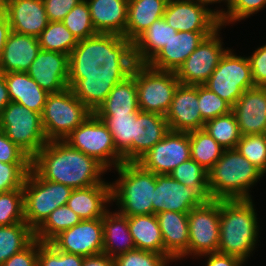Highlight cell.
<instances>
[{"mask_svg":"<svg viewBox=\"0 0 266 266\" xmlns=\"http://www.w3.org/2000/svg\"><path fill=\"white\" fill-rule=\"evenodd\" d=\"M266 7V0H232L228 10L220 15L221 27L248 18Z\"/></svg>","mask_w":266,"mask_h":266,"instance_id":"obj_46","label":"cell"},{"mask_svg":"<svg viewBox=\"0 0 266 266\" xmlns=\"http://www.w3.org/2000/svg\"><path fill=\"white\" fill-rule=\"evenodd\" d=\"M264 174L236 148L224 150L208 171L211 200L251 199L249 190Z\"/></svg>","mask_w":266,"mask_h":266,"instance_id":"obj_5","label":"cell"},{"mask_svg":"<svg viewBox=\"0 0 266 266\" xmlns=\"http://www.w3.org/2000/svg\"><path fill=\"white\" fill-rule=\"evenodd\" d=\"M82 266H115V259L101 252L83 258Z\"/></svg>","mask_w":266,"mask_h":266,"instance_id":"obj_53","label":"cell"},{"mask_svg":"<svg viewBox=\"0 0 266 266\" xmlns=\"http://www.w3.org/2000/svg\"><path fill=\"white\" fill-rule=\"evenodd\" d=\"M255 86L266 87V44L258 47L247 57Z\"/></svg>","mask_w":266,"mask_h":266,"instance_id":"obj_49","label":"cell"},{"mask_svg":"<svg viewBox=\"0 0 266 266\" xmlns=\"http://www.w3.org/2000/svg\"><path fill=\"white\" fill-rule=\"evenodd\" d=\"M8 0H0V23L8 19Z\"/></svg>","mask_w":266,"mask_h":266,"instance_id":"obj_56","label":"cell"},{"mask_svg":"<svg viewBox=\"0 0 266 266\" xmlns=\"http://www.w3.org/2000/svg\"><path fill=\"white\" fill-rule=\"evenodd\" d=\"M176 34L177 31L162 17L154 21L120 56L128 62L147 64Z\"/></svg>","mask_w":266,"mask_h":266,"instance_id":"obj_26","label":"cell"},{"mask_svg":"<svg viewBox=\"0 0 266 266\" xmlns=\"http://www.w3.org/2000/svg\"><path fill=\"white\" fill-rule=\"evenodd\" d=\"M169 131L165 116L139 110L134 120V162L161 141Z\"/></svg>","mask_w":266,"mask_h":266,"instance_id":"obj_31","label":"cell"},{"mask_svg":"<svg viewBox=\"0 0 266 266\" xmlns=\"http://www.w3.org/2000/svg\"><path fill=\"white\" fill-rule=\"evenodd\" d=\"M208 257L206 266H243L244 263L241 259L235 256L222 254V253H209L202 255Z\"/></svg>","mask_w":266,"mask_h":266,"instance_id":"obj_52","label":"cell"},{"mask_svg":"<svg viewBox=\"0 0 266 266\" xmlns=\"http://www.w3.org/2000/svg\"><path fill=\"white\" fill-rule=\"evenodd\" d=\"M203 129L224 149H234L242 137L234 113L205 122Z\"/></svg>","mask_w":266,"mask_h":266,"instance_id":"obj_39","label":"cell"},{"mask_svg":"<svg viewBox=\"0 0 266 266\" xmlns=\"http://www.w3.org/2000/svg\"><path fill=\"white\" fill-rule=\"evenodd\" d=\"M0 130L31 159L48 142L41 114L15 102L2 110Z\"/></svg>","mask_w":266,"mask_h":266,"instance_id":"obj_8","label":"cell"},{"mask_svg":"<svg viewBox=\"0 0 266 266\" xmlns=\"http://www.w3.org/2000/svg\"><path fill=\"white\" fill-rule=\"evenodd\" d=\"M228 49L204 84L232 107L245 90L255 87L247 57Z\"/></svg>","mask_w":266,"mask_h":266,"instance_id":"obj_12","label":"cell"},{"mask_svg":"<svg viewBox=\"0 0 266 266\" xmlns=\"http://www.w3.org/2000/svg\"><path fill=\"white\" fill-rule=\"evenodd\" d=\"M11 102L6 81L5 73L0 71V115L2 110Z\"/></svg>","mask_w":266,"mask_h":266,"instance_id":"obj_54","label":"cell"},{"mask_svg":"<svg viewBox=\"0 0 266 266\" xmlns=\"http://www.w3.org/2000/svg\"><path fill=\"white\" fill-rule=\"evenodd\" d=\"M85 76L92 93L94 114H127L140 110L135 62H128L120 55L100 60L86 71Z\"/></svg>","mask_w":266,"mask_h":266,"instance_id":"obj_1","label":"cell"},{"mask_svg":"<svg viewBox=\"0 0 266 266\" xmlns=\"http://www.w3.org/2000/svg\"><path fill=\"white\" fill-rule=\"evenodd\" d=\"M189 133L191 159L209 171L222 156L224 149L204 129Z\"/></svg>","mask_w":266,"mask_h":266,"instance_id":"obj_37","label":"cell"},{"mask_svg":"<svg viewBox=\"0 0 266 266\" xmlns=\"http://www.w3.org/2000/svg\"><path fill=\"white\" fill-rule=\"evenodd\" d=\"M82 0H43L47 18L50 22L62 21L64 17Z\"/></svg>","mask_w":266,"mask_h":266,"instance_id":"obj_51","label":"cell"},{"mask_svg":"<svg viewBox=\"0 0 266 266\" xmlns=\"http://www.w3.org/2000/svg\"><path fill=\"white\" fill-rule=\"evenodd\" d=\"M169 175L188 187H209L208 171L191 158L181 163Z\"/></svg>","mask_w":266,"mask_h":266,"instance_id":"obj_44","label":"cell"},{"mask_svg":"<svg viewBox=\"0 0 266 266\" xmlns=\"http://www.w3.org/2000/svg\"><path fill=\"white\" fill-rule=\"evenodd\" d=\"M57 250L83 257L103 252L102 218L81 220L50 242Z\"/></svg>","mask_w":266,"mask_h":266,"instance_id":"obj_18","label":"cell"},{"mask_svg":"<svg viewBox=\"0 0 266 266\" xmlns=\"http://www.w3.org/2000/svg\"><path fill=\"white\" fill-rule=\"evenodd\" d=\"M127 217L136 249L164 255V242L156 214Z\"/></svg>","mask_w":266,"mask_h":266,"instance_id":"obj_34","label":"cell"},{"mask_svg":"<svg viewBox=\"0 0 266 266\" xmlns=\"http://www.w3.org/2000/svg\"><path fill=\"white\" fill-rule=\"evenodd\" d=\"M242 136L266 134V87L245 90L232 107Z\"/></svg>","mask_w":266,"mask_h":266,"instance_id":"obj_24","label":"cell"},{"mask_svg":"<svg viewBox=\"0 0 266 266\" xmlns=\"http://www.w3.org/2000/svg\"><path fill=\"white\" fill-rule=\"evenodd\" d=\"M251 199L220 200L218 253L248 261L257 243L259 226Z\"/></svg>","mask_w":266,"mask_h":266,"instance_id":"obj_4","label":"cell"},{"mask_svg":"<svg viewBox=\"0 0 266 266\" xmlns=\"http://www.w3.org/2000/svg\"><path fill=\"white\" fill-rule=\"evenodd\" d=\"M62 22L98 61L116 57L112 47L94 29L86 0L76 4Z\"/></svg>","mask_w":266,"mask_h":266,"instance_id":"obj_19","label":"cell"},{"mask_svg":"<svg viewBox=\"0 0 266 266\" xmlns=\"http://www.w3.org/2000/svg\"><path fill=\"white\" fill-rule=\"evenodd\" d=\"M96 32L112 47L124 34L127 24L126 0H86Z\"/></svg>","mask_w":266,"mask_h":266,"instance_id":"obj_20","label":"cell"},{"mask_svg":"<svg viewBox=\"0 0 266 266\" xmlns=\"http://www.w3.org/2000/svg\"><path fill=\"white\" fill-rule=\"evenodd\" d=\"M198 104V85L180 84L165 115L170 131L191 132L203 129L205 122Z\"/></svg>","mask_w":266,"mask_h":266,"instance_id":"obj_21","label":"cell"},{"mask_svg":"<svg viewBox=\"0 0 266 266\" xmlns=\"http://www.w3.org/2000/svg\"><path fill=\"white\" fill-rule=\"evenodd\" d=\"M199 1L203 2L205 5H210L213 3H221V1H225L227 3V9L232 2V0H199Z\"/></svg>","mask_w":266,"mask_h":266,"instance_id":"obj_57","label":"cell"},{"mask_svg":"<svg viewBox=\"0 0 266 266\" xmlns=\"http://www.w3.org/2000/svg\"><path fill=\"white\" fill-rule=\"evenodd\" d=\"M31 168L42 179L73 189L101 184L105 182L101 175L107 172L95 158L71 147L64 140L48 141L32 158Z\"/></svg>","mask_w":266,"mask_h":266,"instance_id":"obj_2","label":"cell"},{"mask_svg":"<svg viewBox=\"0 0 266 266\" xmlns=\"http://www.w3.org/2000/svg\"><path fill=\"white\" fill-rule=\"evenodd\" d=\"M236 150L265 175L266 134L242 136Z\"/></svg>","mask_w":266,"mask_h":266,"instance_id":"obj_40","label":"cell"},{"mask_svg":"<svg viewBox=\"0 0 266 266\" xmlns=\"http://www.w3.org/2000/svg\"><path fill=\"white\" fill-rule=\"evenodd\" d=\"M41 50L69 55L85 72L98 60L76 39L62 21L50 22L38 36Z\"/></svg>","mask_w":266,"mask_h":266,"instance_id":"obj_22","label":"cell"},{"mask_svg":"<svg viewBox=\"0 0 266 266\" xmlns=\"http://www.w3.org/2000/svg\"><path fill=\"white\" fill-rule=\"evenodd\" d=\"M31 164L0 162V193L22 189Z\"/></svg>","mask_w":266,"mask_h":266,"instance_id":"obj_47","label":"cell"},{"mask_svg":"<svg viewBox=\"0 0 266 266\" xmlns=\"http://www.w3.org/2000/svg\"><path fill=\"white\" fill-rule=\"evenodd\" d=\"M199 0H169L163 18L177 32L216 31L221 10H211ZM216 10V11H215Z\"/></svg>","mask_w":266,"mask_h":266,"instance_id":"obj_16","label":"cell"},{"mask_svg":"<svg viewBox=\"0 0 266 266\" xmlns=\"http://www.w3.org/2000/svg\"><path fill=\"white\" fill-rule=\"evenodd\" d=\"M31 158L15 145L0 130V162L9 164H31Z\"/></svg>","mask_w":266,"mask_h":266,"instance_id":"obj_48","label":"cell"},{"mask_svg":"<svg viewBox=\"0 0 266 266\" xmlns=\"http://www.w3.org/2000/svg\"><path fill=\"white\" fill-rule=\"evenodd\" d=\"M115 170L119 178L111 184V201L124 216L153 214L152 200L156 188V174L137 162H123Z\"/></svg>","mask_w":266,"mask_h":266,"instance_id":"obj_6","label":"cell"},{"mask_svg":"<svg viewBox=\"0 0 266 266\" xmlns=\"http://www.w3.org/2000/svg\"><path fill=\"white\" fill-rule=\"evenodd\" d=\"M11 102L42 114L49 93L42 89L27 72L5 73Z\"/></svg>","mask_w":266,"mask_h":266,"instance_id":"obj_32","label":"cell"},{"mask_svg":"<svg viewBox=\"0 0 266 266\" xmlns=\"http://www.w3.org/2000/svg\"><path fill=\"white\" fill-rule=\"evenodd\" d=\"M11 32H12V29H11L10 23L8 22V19L5 22L0 23V58H1L4 46L6 44V41Z\"/></svg>","mask_w":266,"mask_h":266,"instance_id":"obj_55","label":"cell"},{"mask_svg":"<svg viewBox=\"0 0 266 266\" xmlns=\"http://www.w3.org/2000/svg\"><path fill=\"white\" fill-rule=\"evenodd\" d=\"M24 221L35 231L58 207L66 205L73 188L42 179L32 168L24 186Z\"/></svg>","mask_w":266,"mask_h":266,"instance_id":"obj_7","label":"cell"},{"mask_svg":"<svg viewBox=\"0 0 266 266\" xmlns=\"http://www.w3.org/2000/svg\"><path fill=\"white\" fill-rule=\"evenodd\" d=\"M83 256L57 250L51 243L38 240L37 266H82Z\"/></svg>","mask_w":266,"mask_h":266,"instance_id":"obj_43","label":"cell"},{"mask_svg":"<svg viewBox=\"0 0 266 266\" xmlns=\"http://www.w3.org/2000/svg\"><path fill=\"white\" fill-rule=\"evenodd\" d=\"M27 74L48 93H57L79 83L86 72L69 55L40 49Z\"/></svg>","mask_w":266,"mask_h":266,"instance_id":"obj_11","label":"cell"},{"mask_svg":"<svg viewBox=\"0 0 266 266\" xmlns=\"http://www.w3.org/2000/svg\"><path fill=\"white\" fill-rule=\"evenodd\" d=\"M208 200H211L209 187H188L170 175L156 174V188L152 200L153 214L164 211L189 213Z\"/></svg>","mask_w":266,"mask_h":266,"instance_id":"obj_13","label":"cell"},{"mask_svg":"<svg viewBox=\"0 0 266 266\" xmlns=\"http://www.w3.org/2000/svg\"><path fill=\"white\" fill-rule=\"evenodd\" d=\"M169 0H133L128 3L125 34L112 46L119 56L154 21L162 18Z\"/></svg>","mask_w":266,"mask_h":266,"instance_id":"obj_23","label":"cell"},{"mask_svg":"<svg viewBox=\"0 0 266 266\" xmlns=\"http://www.w3.org/2000/svg\"><path fill=\"white\" fill-rule=\"evenodd\" d=\"M24 221L23 189L0 193V226Z\"/></svg>","mask_w":266,"mask_h":266,"instance_id":"obj_41","label":"cell"},{"mask_svg":"<svg viewBox=\"0 0 266 266\" xmlns=\"http://www.w3.org/2000/svg\"><path fill=\"white\" fill-rule=\"evenodd\" d=\"M220 200H208L188 213V256L218 252L220 231Z\"/></svg>","mask_w":266,"mask_h":266,"instance_id":"obj_14","label":"cell"},{"mask_svg":"<svg viewBox=\"0 0 266 266\" xmlns=\"http://www.w3.org/2000/svg\"><path fill=\"white\" fill-rule=\"evenodd\" d=\"M8 22L14 32L38 37L49 23L43 0H8Z\"/></svg>","mask_w":266,"mask_h":266,"instance_id":"obj_28","label":"cell"},{"mask_svg":"<svg viewBox=\"0 0 266 266\" xmlns=\"http://www.w3.org/2000/svg\"><path fill=\"white\" fill-rule=\"evenodd\" d=\"M95 115L107 125L123 162H134V120L137 113Z\"/></svg>","mask_w":266,"mask_h":266,"instance_id":"obj_35","label":"cell"},{"mask_svg":"<svg viewBox=\"0 0 266 266\" xmlns=\"http://www.w3.org/2000/svg\"><path fill=\"white\" fill-rule=\"evenodd\" d=\"M103 252L110 257L136 249L128 226V217L108 210L102 217Z\"/></svg>","mask_w":266,"mask_h":266,"instance_id":"obj_33","label":"cell"},{"mask_svg":"<svg viewBox=\"0 0 266 266\" xmlns=\"http://www.w3.org/2000/svg\"><path fill=\"white\" fill-rule=\"evenodd\" d=\"M81 221V218L67 205L56 208L46 220L34 231L35 239L50 243L61 232Z\"/></svg>","mask_w":266,"mask_h":266,"instance_id":"obj_38","label":"cell"},{"mask_svg":"<svg viewBox=\"0 0 266 266\" xmlns=\"http://www.w3.org/2000/svg\"><path fill=\"white\" fill-rule=\"evenodd\" d=\"M64 141L95 158L107 170L111 171L112 166L117 168L123 163L107 125L93 112Z\"/></svg>","mask_w":266,"mask_h":266,"instance_id":"obj_9","label":"cell"},{"mask_svg":"<svg viewBox=\"0 0 266 266\" xmlns=\"http://www.w3.org/2000/svg\"><path fill=\"white\" fill-rule=\"evenodd\" d=\"M221 27L206 37L175 72L182 85H204L228 50L219 36Z\"/></svg>","mask_w":266,"mask_h":266,"instance_id":"obj_15","label":"cell"},{"mask_svg":"<svg viewBox=\"0 0 266 266\" xmlns=\"http://www.w3.org/2000/svg\"><path fill=\"white\" fill-rule=\"evenodd\" d=\"M164 242V256L172 261L188 256V213L164 211L156 214Z\"/></svg>","mask_w":266,"mask_h":266,"instance_id":"obj_27","label":"cell"},{"mask_svg":"<svg viewBox=\"0 0 266 266\" xmlns=\"http://www.w3.org/2000/svg\"><path fill=\"white\" fill-rule=\"evenodd\" d=\"M135 80L140 111L165 116L175 91L181 84L175 72L157 70L148 64L135 63Z\"/></svg>","mask_w":266,"mask_h":266,"instance_id":"obj_10","label":"cell"},{"mask_svg":"<svg viewBox=\"0 0 266 266\" xmlns=\"http://www.w3.org/2000/svg\"><path fill=\"white\" fill-rule=\"evenodd\" d=\"M200 114L204 122L228 114L232 106L205 85H198Z\"/></svg>","mask_w":266,"mask_h":266,"instance_id":"obj_42","label":"cell"},{"mask_svg":"<svg viewBox=\"0 0 266 266\" xmlns=\"http://www.w3.org/2000/svg\"><path fill=\"white\" fill-rule=\"evenodd\" d=\"M38 239H34L26 248L12 255L1 266H37Z\"/></svg>","mask_w":266,"mask_h":266,"instance_id":"obj_50","label":"cell"},{"mask_svg":"<svg viewBox=\"0 0 266 266\" xmlns=\"http://www.w3.org/2000/svg\"><path fill=\"white\" fill-rule=\"evenodd\" d=\"M92 112V93L86 76L60 92L49 93L41 114L47 140H64Z\"/></svg>","mask_w":266,"mask_h":266,"instance_id":"obj_3","label":"cell"},{"mask_svg":"<svg viewBox=\"0 0 266 266\" xmlns=\"http://www.w3.org/2000/svg\"><path fill=\"white\" fill-rule=\"evenodd\" d=\"M115 266H167L172 260L168 256L150 251L134 249L118 255Z\"/></svg>","mask_w":266,"mask_h":266,"instance_id":"obj_45","label":"cell"},{"mask_svg":"<svg viewBox=\"0 0 266 266\" xmlns=\"http://www.w3.org/2000/svg\"><path fill=\"white\" fill-rule=\"evenodd\" d=\"M214 32H177L147 64L157 70L176 72L201 42Z\"/></svg>","mask_w":266,"mask_h":266,"instance_id":"obj_25","label":"cell"},{"mask_svg":"<svg viewBox=\"0 0 266 266\" xmlns=\"http://www.w3.org/2000/svg\"><path fill=\"white\" fill-rule=\"evenodd\" d=\"M190 158L189 133L169 131L137 163L154 174L169 175L176 167Z\"/></svg>","mask_w":266,"mask_h":266,"instance_id":"obj_17","label":"cell"},{"mask_svg":"<svg viewBox=\"0 0 266 266\" xmlns=\"http://www.w3.org/2000/svg\"><path fill=\"white\" fill-rule=\"evenodd\" d=\"M34 239V231L26 222L0 226V266Z\"/></svg>","mask_w":266,"mask_h":266,"instance_id":"obj_36","label":"cell"},{"mask_svg":"<svg viewBox=\"0 0 266 266\" xmlns=\"http://www.w3.org/2000/svg\"><path fill=\"white\" fill-rule=\"evenodd\" d=\"M40 49L38 37L12 31L0 58V71L27 72Z\"/></svg>","mask_w":266,"mask_h":266,"instance_id":"obj_29","label":"cell"},{"mask_svg":"<svg viewBox=\"0 0 266 266\" xmlns=\"http://www.w3.org/2000/svg\"><path fill=\"white\" fill-rule=\"evenodd\" d=\"M111 201V183L103 182L86 188L73 189L66 205L81 220L102 218L109 210L106 204Z\"/></svg>","mask_w":266,"mask_h":266,"instance_id":"obj_30","label":"cell"}]
</instances>
